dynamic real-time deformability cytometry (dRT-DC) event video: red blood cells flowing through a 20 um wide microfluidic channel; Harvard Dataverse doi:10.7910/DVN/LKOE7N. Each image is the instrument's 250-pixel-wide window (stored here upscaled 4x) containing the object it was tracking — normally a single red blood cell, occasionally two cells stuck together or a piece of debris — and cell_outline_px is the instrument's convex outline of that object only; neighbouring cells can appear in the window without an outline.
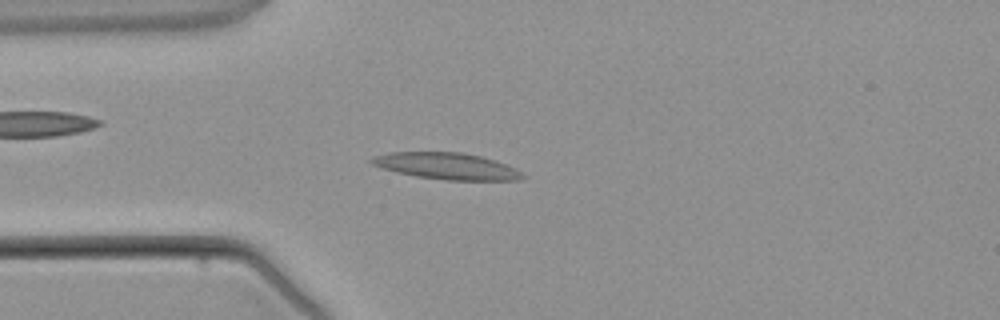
{"species": "common noctule bat (a hibernating species)", "species_latin": "Nyctalus noctula", "temperature_condition": "warm", "stored_images_in_passage": 4, "camera_frame_rate_fps": 3000, "um_per_image_px": 0.085, "animal": {"sex": "male", "body_mass_g": 21.5, "forearm_length_mm": 52.0}, "frame": {"image": 1, "passage_image": 4, "time_ms": 3.333, "image_size_px": [1000, 320], "cell_outline_px": [[524, 176], [520, 180], [444, 180], [416, 176], [396, 172], [380, 168], [372, 164], [368, 160], [372, 156], [388, 152], [464, 152], [480, 156], [516, 168]], "centroid_in_image_um": [37.89, 14.11], "position_along_channel_um": 47.1, "area_um2": 23.35}}